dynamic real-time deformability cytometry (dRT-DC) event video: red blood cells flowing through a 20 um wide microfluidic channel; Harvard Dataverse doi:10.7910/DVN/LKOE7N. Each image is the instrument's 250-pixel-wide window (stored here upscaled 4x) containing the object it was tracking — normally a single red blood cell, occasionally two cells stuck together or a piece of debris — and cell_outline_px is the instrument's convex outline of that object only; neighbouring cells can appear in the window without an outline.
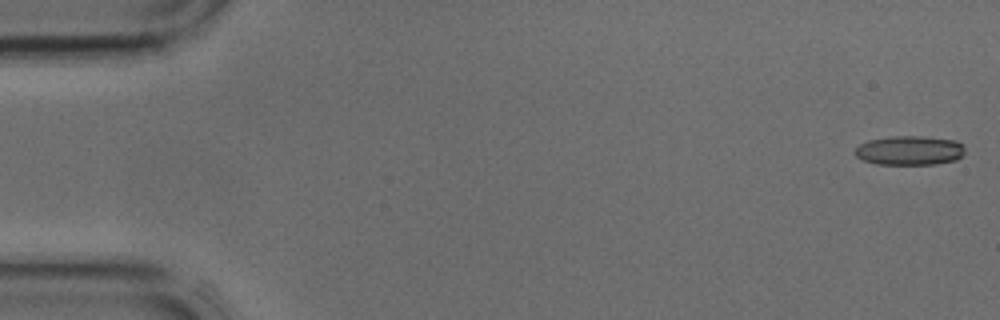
{"species": "common noctule bat (a hibernating species)", "species_latin": "Nyctalus noctula", "temperature_condition": "cold", "stored_images_in_passage": 42, "camera_frame_rate_fps": 3000, "um_per_image_px": 0.085, "animal": {"sex": "male", "body_mass_g": 17.9, "forearm_length_mm": 54.2}, "frame": {"image": 1, "passage_image": 1, "time_ms": 0.0, "image_size_px": [1000, 320], "cell_outline_px": [[964, 152], [956, 160], [936, 164], [876, 164], [864, 160], [856, 156], [852, 152], [860, 144], [868, 140], [892, 136], [924, 136], [956, 140], [964, 144]], "centroid_in_image_um": [77.32, 12.78], "position_along_channel_um": 7.7, "area_um2": 18.9}}
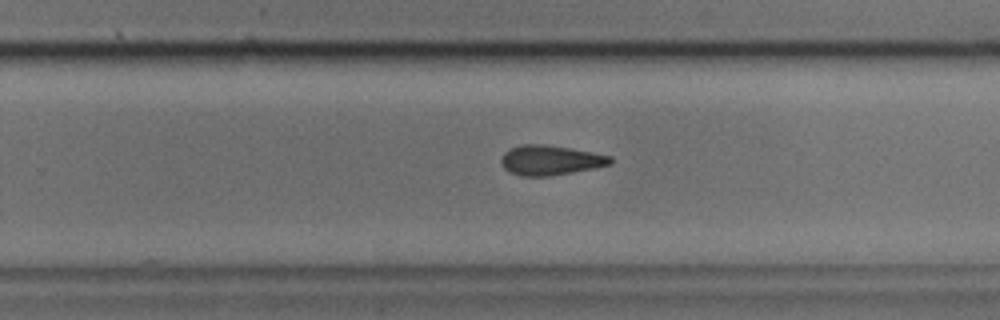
{"frame": {"image": 2, "passage_image": 27, "time_ms": 8.667, "image_size_px": [1000, 320], "cell_outline_px": [[612, 164], [596, 168], [548, 176], [520, 176], [508, 172], [504, 168], [500, 160], [504, 152], [508, 148], [520, 144], [544, 144], [592, 152], [612, 156]], "centroid_in_image_um": [46.75, 13.61], "position_along_channel_um": 283.0, "area_um2": 19.13}}
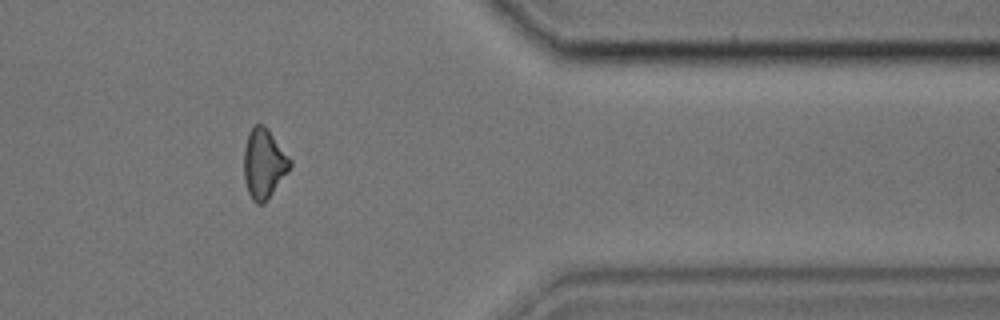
{"frame": {"image": 3, "passage_image": 35, "time_ms": 11.333, "image_size_px": [1000, 320], "cell_outline_px": [[292, 164], [288, 172], [264, 204], [256, 204], [252, 200], [248, 192], [244, 180], [244, 148], [248, 132], [256, 124], [264, 124], [268, 128], [292, 160]], "centroid_in_image_um": [22.43, 13.9], "position_along_channel_um": 389.0, "area_um2": 18.9}}